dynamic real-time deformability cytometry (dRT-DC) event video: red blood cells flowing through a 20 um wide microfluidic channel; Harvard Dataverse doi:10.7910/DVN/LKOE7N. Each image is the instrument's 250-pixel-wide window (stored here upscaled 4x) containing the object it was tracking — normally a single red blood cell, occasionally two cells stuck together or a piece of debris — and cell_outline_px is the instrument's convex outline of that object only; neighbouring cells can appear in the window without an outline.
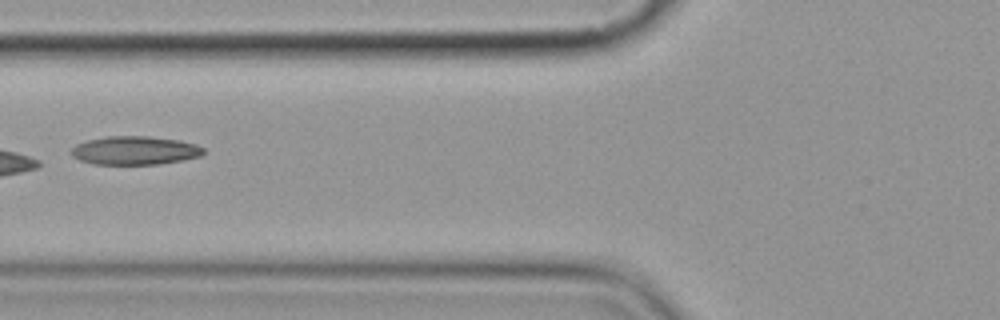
{"species": "common noctule bat (a hibernating species)", "species_latin": "Nyctalus noctula", "temperature_condition": "cold", "stored_images_in_passage": 7, "camera_frame_rate_fps": 3000, "um_per_image_px": 0.085, "animal": {"sex": "female", "body_mass_g": 19.9}, "frame": {"image": 1, "passage_image": 7, "time_ms": 7.0, "image_size_px": [1000, 320], "cell_outline_px": [[204, 152], [200, 156], [184, 160], [160, 164], [92, 164], [80, 160], [72, 156], [68, 152], [76, 144], [88, 140], [108, 136], [148, 136], [180, 140], [196, 144], [204, 148]], "centroid_in_image_um": [11.45, 12.79], "position_along_channel_um": 114.3, "area_um2": 22.14}}